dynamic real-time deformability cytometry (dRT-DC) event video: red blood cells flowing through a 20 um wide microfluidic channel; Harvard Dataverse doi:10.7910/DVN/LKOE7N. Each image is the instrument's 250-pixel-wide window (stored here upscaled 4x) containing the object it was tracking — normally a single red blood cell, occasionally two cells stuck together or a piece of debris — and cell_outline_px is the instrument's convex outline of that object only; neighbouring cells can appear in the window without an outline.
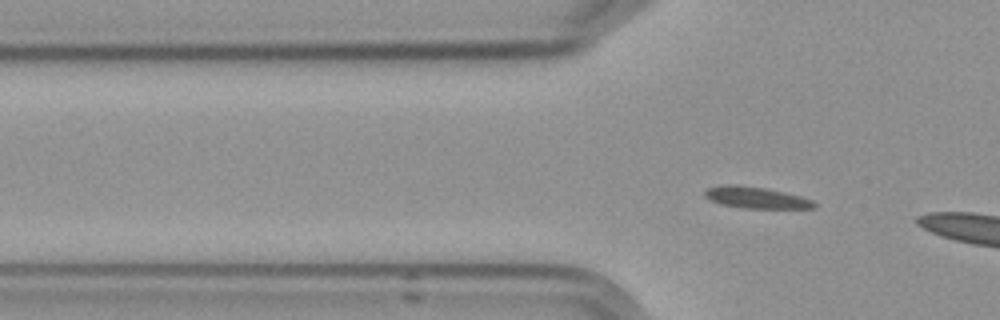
{"species": "Egyptian fruit bat (a non-hibernating species)", "species_latin": "Rousettus aegyptiacus", "temperature_condition": "cold", "stored_images_in_passage": 6, "segment_of_instrument_passage": [2, 2], "camera_frame_rate_fps": 3000, "um_per_image_px": 0.085, "frame": {"image": 1, "passage_image": 6, "time_ms": 7.0, "image_size_px": [1000, 320], "cell_outline_px": [[816, 208], [744, 208], [720, 204], [704, 196], [704, 192], [708, 188], [724, 184], [736, 184], [764, 188], [784, 192], [800, 196], [812, 200], [816, 204]], "centroid_in_image_um": [64.25, 16.79], "position_along_channel_um": 61.6, "area_um2": 13.58}}